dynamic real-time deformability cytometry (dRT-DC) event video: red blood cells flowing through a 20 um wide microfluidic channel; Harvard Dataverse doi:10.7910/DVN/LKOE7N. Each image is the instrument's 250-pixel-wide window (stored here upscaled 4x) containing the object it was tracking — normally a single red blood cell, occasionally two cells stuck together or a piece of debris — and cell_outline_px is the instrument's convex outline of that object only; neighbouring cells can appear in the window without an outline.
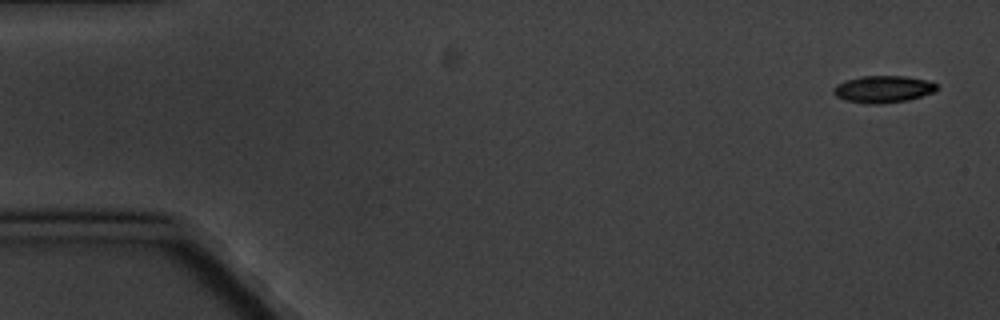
{"species": "common noctule bat (a hibernating species)", "species_latin": "Nyctalus noctula", "temperature_condition": "cold", "stored_images_in_passage": 6, "camera_frame_rate_fps": 3000, "um_per_image_px": 0.085, "animal": {"sex": "male", "body_mass_g": 20.1, "forearm_length_mm": 53.5}, "frame": {"image": 1, "passage_image": 1, "time_ms": 0.0, "image_size_px": [1000, 320], "cell_outline_px": [[936, 92], [908, 100], [880, 104], [868, 104], [848, 100], [836, 96], [832, 92], [832, 88], [836, 84], [848, 80], [864, 76], [904, 76], [924, 80], [936, 84]], "centroid_in_image_um": [75.05, 7.59], "position_along_channel_um": 9.9, "area_um2": 16.07}}
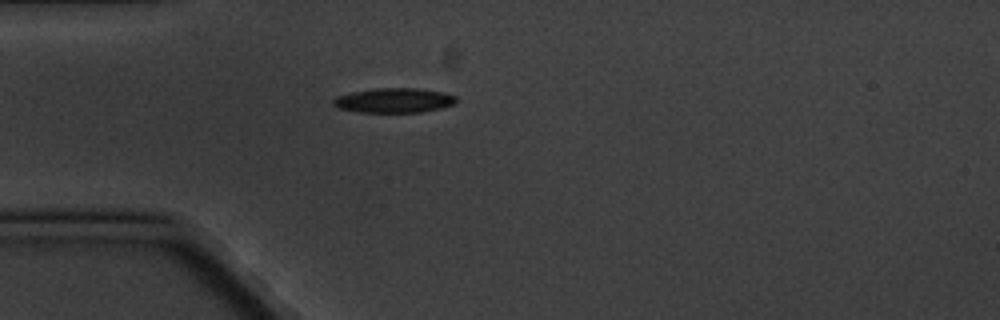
{"frame": {"image": 2, "passage_image": 5, "time_ms": 4.667, "image_size_px": [1000, 320], "cell_outline_px": [[456, 104], [440, 108], [420, 112], [356, 112], [340, 108], [332, 104], [332, 100], [336, 96], [352, 92], [376, 88], [416, 88], [440, 92], [456, 96]], "centroid_in_image_um": [33.47, 8.53], "position_along_channel_um": 51.5, "area_um2": 17.57}}